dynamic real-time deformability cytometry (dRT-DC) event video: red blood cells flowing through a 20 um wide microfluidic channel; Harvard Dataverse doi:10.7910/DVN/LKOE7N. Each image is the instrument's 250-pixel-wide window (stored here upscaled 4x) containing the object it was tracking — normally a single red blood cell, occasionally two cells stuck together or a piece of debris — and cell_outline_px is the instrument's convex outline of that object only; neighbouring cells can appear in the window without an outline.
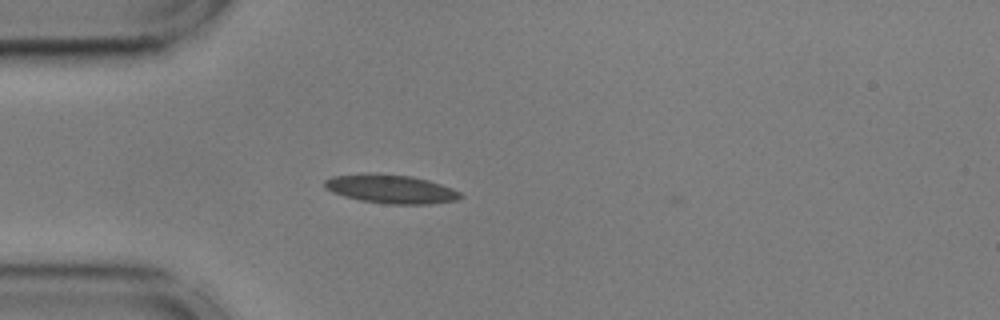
{"species": "common noctule bat (a hibernating species)", "species_latin": "Nyctalus noctula", "temperature_condition": "cold", "stored_images_in_passage": 7, "camera_frame_rate_fps": 3000, "um_per_image_px": 0.085, "animal": {"sex": "male", "body_mass_g": 17.9, "forearm_length_mm": 54.2}, "frame": {"image": 1, "passage_image": 6, "time_ms": 1.667, "image_size_px": [1000, 320], "cell_outline_px": [[464, 196], [456, 200], [432, 204], [388, 204], [360, 200], [344, 196], [332, 192], [324, 188], [324, 180], [332, 176], [360, 172], [376, 172], [412, 176], [428, 180], [452, 188], [460, 192]], "centroid_in_image_um": [33.18, 16.04], "position_along_channel_um": 51.8, "area_um2": 23.18}}